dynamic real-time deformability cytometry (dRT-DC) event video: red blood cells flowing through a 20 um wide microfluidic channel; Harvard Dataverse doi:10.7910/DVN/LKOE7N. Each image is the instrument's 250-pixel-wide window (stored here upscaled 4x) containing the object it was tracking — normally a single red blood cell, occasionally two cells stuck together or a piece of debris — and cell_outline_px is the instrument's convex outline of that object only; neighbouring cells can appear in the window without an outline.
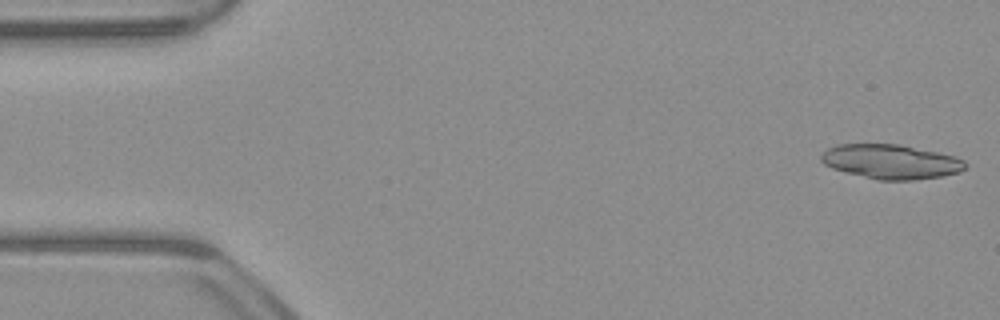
{"species": "common noctule bat (a hibernating species)", "species_latin": "Nyctalus noctula", "temperature_condition": "warm", "stored_images_in_passage": 12, "camera_frame_rate_fps": 3000, "um_per_image_px": 0.085, "animal": {"sex": "male", "body_mass_g": 23.1, "forearm_length_mm": 52.7}, "frame": {"image": 1, "passage_image": 1, "time_ms": 0.0, "image_size_px": [1000, 320], "cell_outline_px": [[964, 168], [960, 172], [940, 176], [916, 180], [876, 180], [844, 172], [832, 168], [824, 164], [820, 160], [820, 156], [828, 148], [836, 144], [900, 144], [936, 152], [952, 156], [964, 160]], "centroid_in_image_um": [75.67, 13.74], "position_along_channel_um": 9.3, "area_um2": 28.84}}